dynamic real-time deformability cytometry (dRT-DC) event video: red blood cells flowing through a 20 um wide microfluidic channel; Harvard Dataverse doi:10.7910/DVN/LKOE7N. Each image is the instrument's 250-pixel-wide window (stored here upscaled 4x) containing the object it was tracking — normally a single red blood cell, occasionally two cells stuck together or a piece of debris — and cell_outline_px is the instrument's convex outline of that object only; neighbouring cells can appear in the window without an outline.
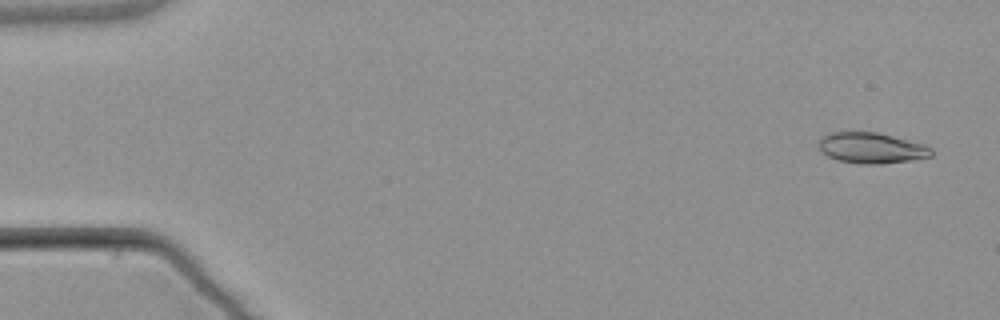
{"species": "common noctule bat (a hibernating species)", "species_latin": "Nyctalus noctula", "temperature_condition": "warm", "stored_images_in_passage": 4, "camera_frame_rate_fps": 3000, "um_per_image_px": 0.085, "animal": {"sex": "male", "body_mass_g": 21.5, "forearm_length_mm": 52.0}, "frame": {"image": 1, "passage_image": 1, "time_ms": 0.0, "image_size_px": [1000, 320], "cell_outline_px": [[932, 156], [912, 160], [880, 164], [864, 164], [840, 160], [828, 156], [820, 148], [820, 140], [824, 136], [832, 132], [876, 132], [924, 144], [932, 148]], "centroid_in_image_um": [74.13, 12.58], "position_along_channel_um": 10.9, "area_um2": 19.83}}
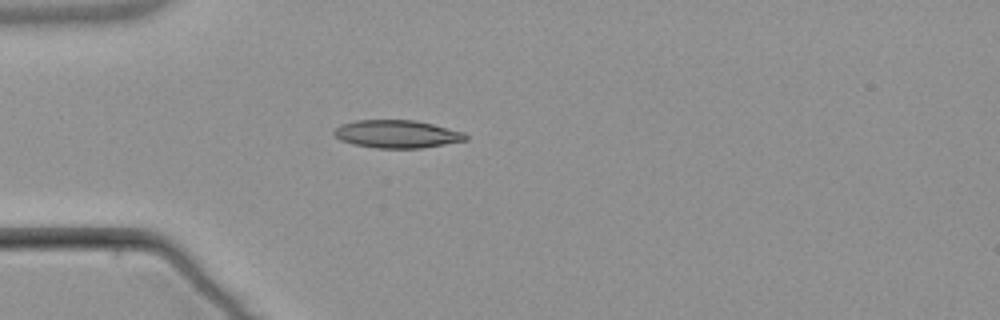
{"frame": {"image": 2, "passage_image": 4, "time_ms": 4.333, "image_size_px": [1000, 320], "cell_outline_px": [[468, 140], [420, 148], [376, 148], [356, 144], [340, 140], [332, 132], [340, 124], [356, 120], [416, 120], [464, 132], [468, 136]], "centroid_in_image_um": [33.74, 11.38], "position_along_channel_um": 51.3, "area_um2": 21.27}}